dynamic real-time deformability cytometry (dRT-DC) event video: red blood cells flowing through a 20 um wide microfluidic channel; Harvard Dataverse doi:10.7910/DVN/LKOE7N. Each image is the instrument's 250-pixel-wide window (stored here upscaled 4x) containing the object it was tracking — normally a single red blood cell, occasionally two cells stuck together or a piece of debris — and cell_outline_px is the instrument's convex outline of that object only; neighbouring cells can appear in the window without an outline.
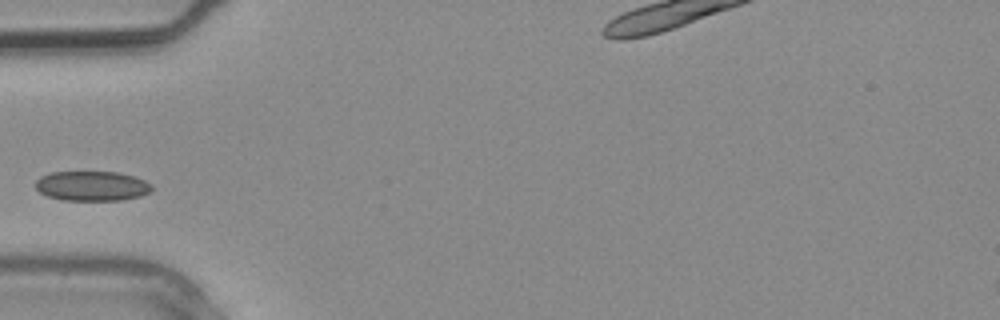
{"species": "common noctule bat (a hibernating species)", "species_latin": "Nyctalus noctula", "temperature_condition": "warm", "stored_images_in_passage": 1, "camera_frame_rate_fps": 3000, "um_per_image_px": 0.085, "animal": {"sex": "male", "body_mass_g": 20.4}, "frame": {"image": 1, "passage_image": 1, "time_ms": 0.0, "image_size_px": [1000, 320], "cell_outline_px": [[152, 188], [148, 192], [140, 196], [120, 200], [64, 200], [48, 196], [40, 192], [36, 188], [36, 180], [40, 176], [52, 172], [116, 172], [132, 176], [144, 180], [152, 184]], "centroid_in_image_um": [7.8, 15.8], "position_along_channel_um": 77.2, "area_um2": 20.0}}